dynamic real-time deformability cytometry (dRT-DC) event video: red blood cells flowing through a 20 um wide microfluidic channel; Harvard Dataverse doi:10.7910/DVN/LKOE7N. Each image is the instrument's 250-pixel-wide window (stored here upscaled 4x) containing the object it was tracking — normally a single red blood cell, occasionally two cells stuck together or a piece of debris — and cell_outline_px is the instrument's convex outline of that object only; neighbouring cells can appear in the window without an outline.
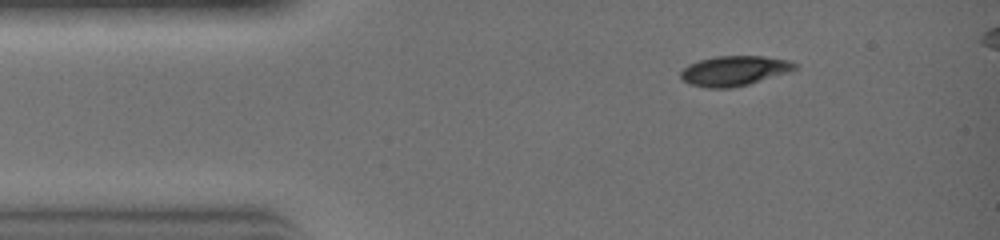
{"species": "common noctule bat (a hibernating species)", "species_latin": "Nyctalus noctula", "temperature_condition": "warm", "stored_images_in_passage": 15, "camera_frame_rate_fps": 3000, "um_per_image_px": 0.085, "animal": {"sex": "female", "body_mass_g": 19.0, "forearm_length_mm": 51.5}, "frame": {"image": 1, "passage_image": 1, "time_ms": 0.0, "image_size_px": [1000, 240], "cell_outline_px": [[796, 68], [788, 72], [748, 84], [732, 88], [708, 88], [688, 84], [680, 80], [680, 72], [688, 64], [700, 60], [716, 56], [760, 56], [788, 60], [796, 64]], "centroid_in_image_um": [62.34, 6.03], "position_along_channel_um": 22.7, "area_um2": 19.83}}